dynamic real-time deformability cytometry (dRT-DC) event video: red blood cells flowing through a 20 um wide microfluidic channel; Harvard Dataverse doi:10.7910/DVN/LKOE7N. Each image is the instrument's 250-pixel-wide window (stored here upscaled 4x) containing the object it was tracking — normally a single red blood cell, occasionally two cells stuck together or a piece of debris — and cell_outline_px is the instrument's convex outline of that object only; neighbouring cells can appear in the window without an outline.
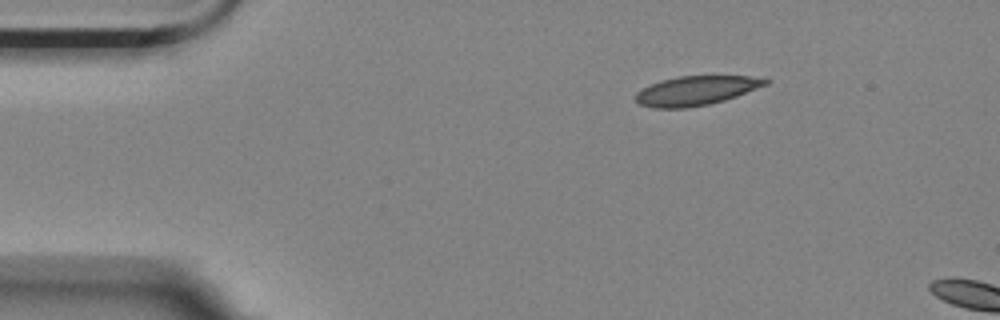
{"species": "Egyptian fruit bat (a non-hibernating species)", "species_latin": "Rousettus aegyptiacus", "temperature_condition": "room temperature", "stored_images_in_passage": 2, "camera_frame_rate_fps": 3000, "um_per_image_px": 0.085, "animal": {"sex": "female"}, "frame": {"image": 1, "passage_image": 1, "time_ms": 0.0, "image_size_px": [1000, 320], "cell_outline_px": [[772, 80], [768, 84], [736, 96], [724, 100], [708, 104], [684, 108], [652, 108], [640, 104], [636, 100], [636, 92], [660, 80], [676, 76], [752, 76]], "centroid_in_image_um": [59.17, 7.69], "position_along_channel_um": 25.8, "area_um2": 22.02}}